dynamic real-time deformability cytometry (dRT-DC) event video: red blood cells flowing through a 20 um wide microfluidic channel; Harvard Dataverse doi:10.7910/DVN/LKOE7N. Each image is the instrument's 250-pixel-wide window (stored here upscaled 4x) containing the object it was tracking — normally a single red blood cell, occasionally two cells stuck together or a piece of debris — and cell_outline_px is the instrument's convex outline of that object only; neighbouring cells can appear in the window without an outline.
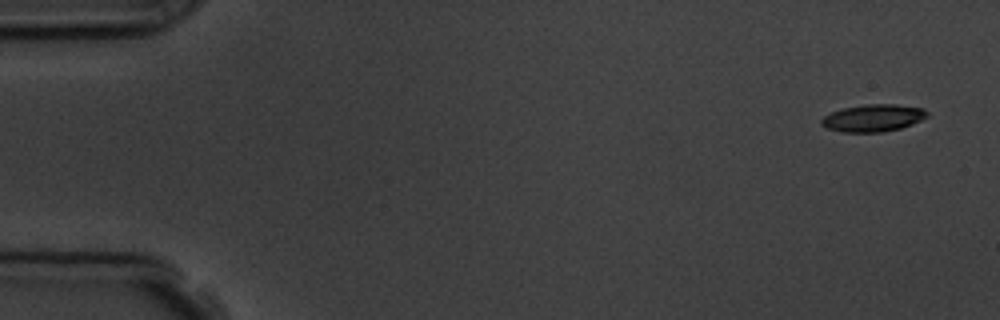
{"species": "common noctule bat (a hibernating species)", "species_latin": "Nyctalus noctula", "temperature_condition": "room temperature", "stored_images_in_passage": 5, "camera_frame_rate_fps": 3000, "um_per_image_px": 0.085, "animal": {"sex": "male", "body_mass_g": 19.5, "forearm_length_mm": 54.6}, "frame": {"image": 1, "passage_image": 1, "time_ms": 0.0, "image_size_px": [1000, 320], "cell_outline_px": [[928, 116], [912, 124], [900, 128], [884, 132], [840, 132], [824, 128], [820, 124], [820, 120], [824, 116], [832, 112], [844, 108], [868, 104], [896, 104], [924, 108], [928, 112]], "centroid_in_image_um": [74.2, 10.03], "position_along_channel_um": 10.8, "area_um2": 16.88}}
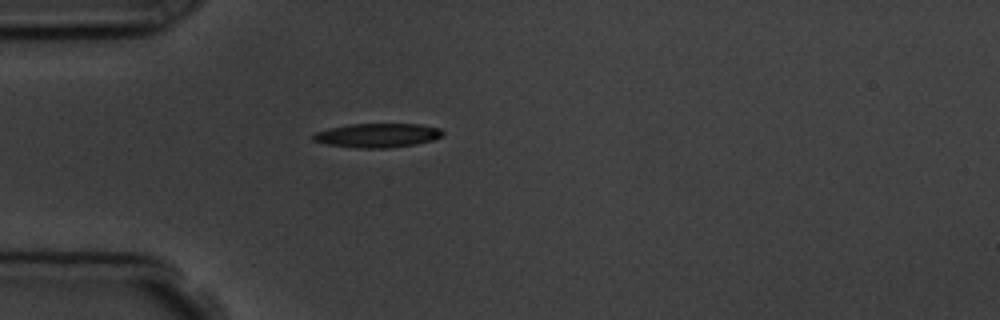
{"frame": {"image": 2, "passage_image": 5, "time_ms": 4.333, "image_size_px": [1000, 320], "cell_outline_px": [[444, 136], [432, 140], [416, 144], [388, 148], [356, 148], [324, 144], [312, 140], [312, 136], [316, 132], [328, 128], [348, 124], [420, 124], [440, 128], [444, 132]], "centroid_in_image_um": [32.08, 11.51], "position_along_channel_um": 52.9, "area_um2": 18.38}}